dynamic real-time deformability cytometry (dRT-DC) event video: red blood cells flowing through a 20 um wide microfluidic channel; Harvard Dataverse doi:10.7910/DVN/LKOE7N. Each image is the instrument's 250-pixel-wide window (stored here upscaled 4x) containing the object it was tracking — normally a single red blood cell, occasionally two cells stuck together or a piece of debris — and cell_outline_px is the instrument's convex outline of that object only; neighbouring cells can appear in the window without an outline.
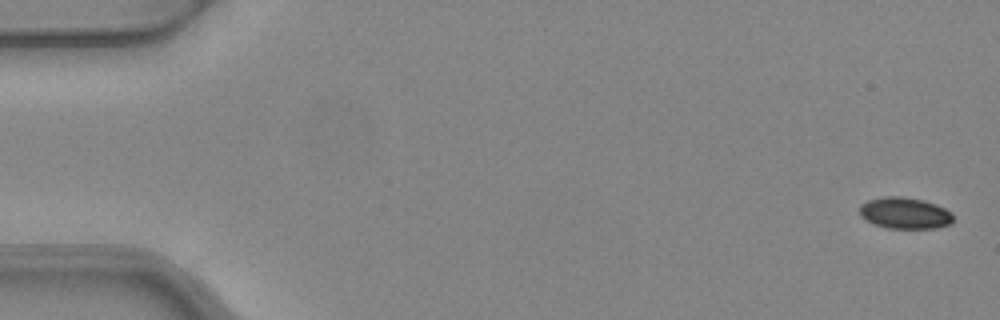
{"species": "common noctule bat (a hibernating species)", "species_latin": "Nyctalus noctula", "temperature_condition": "warm", "stored_images_in_passage": 5, "camera_frame_rate_fps": 3000, "um_per_image_px": 0.085, "animal": {"sex": "female", "body_mass_g": 24.6, "forearm_length_mm": 56.2}, "frame": {"image": 1, "passage_image": 1, "time_ms": 0.0, "image_size_px": [1000, 320], "cell_outline_px": [[952, 224], [936, 228], [888, 228], [872, 224], [860, 216], [860, 204], [868, 200], [884, 196], [900, 196], [924, 200], [936, 204], [952, 212]], "centroid_in_image_um": [76.9, 18.11], "position_along_channel_um": 8.1, "area_um2": 17.28}}
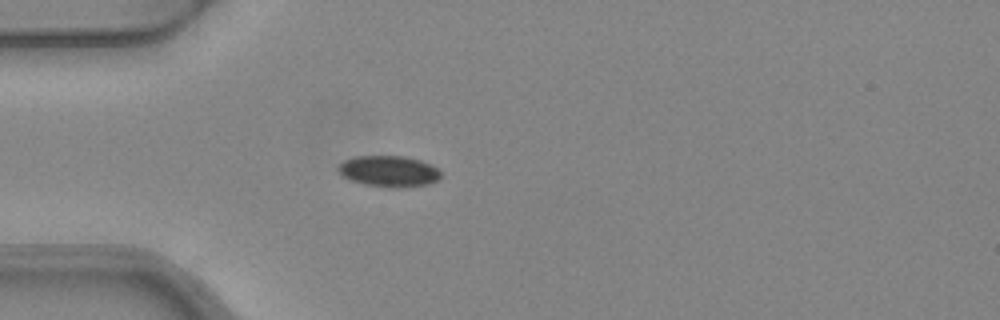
{"frame": {"image": 2, "passage_image": 5, "time_ms": 1.333, "image_size_px": [1000, 320], "cell_outline_px": [[440, 176], [436, 180], [428, 184], [404, 188], [388, 188], [364, 184], [348, 180], [336, 168], [344, 160], [356, 156], [404, 156], [420, 160], [436, 168], [440, 172]], "centroid_in_image_um": [33.02, 14.57], "position_along_channel_um": 52.0, "area_um2": 18.61}}